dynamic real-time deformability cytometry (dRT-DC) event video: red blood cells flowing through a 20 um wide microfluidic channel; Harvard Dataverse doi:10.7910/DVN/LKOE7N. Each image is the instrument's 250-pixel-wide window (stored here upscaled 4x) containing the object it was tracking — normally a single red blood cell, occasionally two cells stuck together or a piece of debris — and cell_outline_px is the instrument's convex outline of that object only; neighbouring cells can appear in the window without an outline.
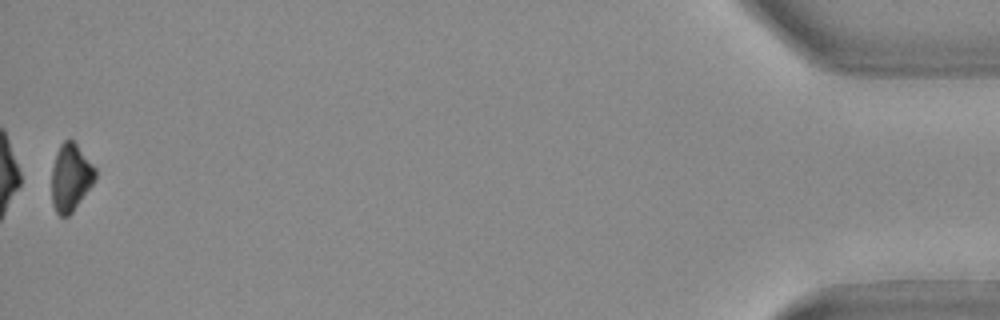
{"species": "Egyptian fruit bat (a non-hibernating species)", "species_latin": "Rousettus aegyptiacus", "temperature_condition": "warm", "stored_images_in_passage": 55, "segment_of_instrument_passage": [2, 2], "camera_frame_rate_fps": 3000, "um_per_image_px": 0.085, "animal": {"sex": "female"}, "frame": {"image": 1, "passage_image": 55, "time_ms": 18.0, "image_size_px": [1000, 320], "cell_outline_px": [[96, 176], [92, 184], [72, 212], [68, 216], [60, 216], [56, 212], [52, 204], [52, 168], [56, 152], [60, 144], [64, 140], [72, 140], [76, 144], [96, 168]], "centroid_in_image_um": [5.99, 15.08], "position_along_channel_um": 429.2, "area_um2": 16.94}}